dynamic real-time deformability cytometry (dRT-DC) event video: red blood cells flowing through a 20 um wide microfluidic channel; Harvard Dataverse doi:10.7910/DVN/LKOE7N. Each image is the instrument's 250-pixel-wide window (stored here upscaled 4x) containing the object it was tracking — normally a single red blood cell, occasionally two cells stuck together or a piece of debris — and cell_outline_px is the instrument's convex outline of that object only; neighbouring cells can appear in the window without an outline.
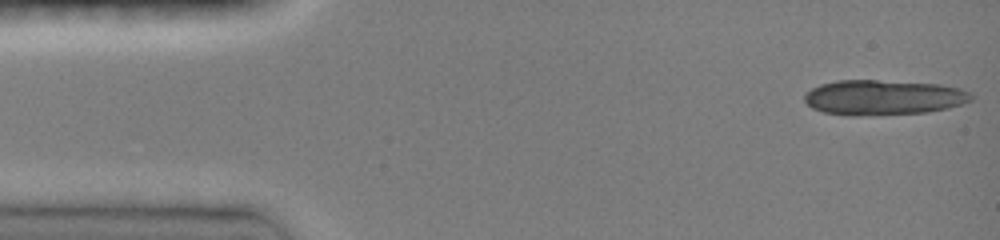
{"species": "common noctule bat (a hibernating species)", "species_latin": "Nyctalus noctula", "temperature_condition": "room temperature", "stored_images_in_passage": 10, "camera_frame_rate_fps": 3000, "um_per_image_px": 0.085, "animal": {"sex": "female", "body_mass_g": 19.0, "forearm_length_mm": 51.5}, "frame": {"image": 1, "passage_image": 1, "time_ms": 0.0, "image_size_px": [1000, 240], "cell_outline_px": [[972, 100], [948, 108], [928, 112], [856, 116], [852, 116], [824, 112], [812, 108], [804, 100], [804, 96], [812, 88], [820, 84], [836, 80], [876, 80], [940, 84], [960, 88], [968, 92], [972, 96]], "centroid_in_image_um": [75.07, 8.28], "position_along_channel_um": 9.9, "area_um2": 34.04}}